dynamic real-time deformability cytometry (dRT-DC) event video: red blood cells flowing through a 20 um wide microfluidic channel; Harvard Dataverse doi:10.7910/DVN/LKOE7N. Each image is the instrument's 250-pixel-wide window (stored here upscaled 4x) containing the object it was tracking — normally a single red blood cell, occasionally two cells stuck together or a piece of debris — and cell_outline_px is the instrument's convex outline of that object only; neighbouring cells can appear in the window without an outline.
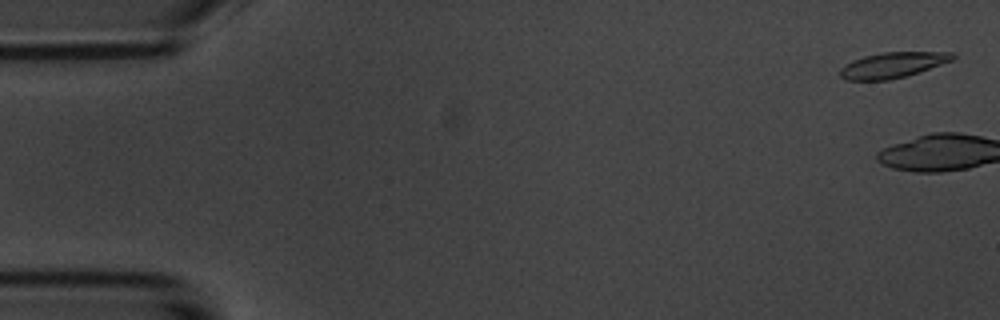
{"species": "common noctule bat (a hibernating species)", "species_latin": "Nyctalus noctula", "temperature_condition": "room temperature", "stored_images_in_passage": 6, "camera_frame_rate_fps": 3000, "um_per_image_px": 0.085, "animal": {"sex": "male", "body_mass_g": 20.1, "forearm_length_mm": 53.5}, "frame": {"image": 1, "passage_image": 1, "time_ms": 0.0, "image_size_px": [1000, 320], "cell_outline_px": [[956, 56], [952, 60], [904, 76], [888, 80], [848, 80], [840, 76], [840, 68], [844, 64], [852, 60], [864, 56], [884, 52], [956, 52]], "centroid_in_image_um": [75.84, 5.51], "position_along_channel_um": 9.2, "area_um2": 16.53}}